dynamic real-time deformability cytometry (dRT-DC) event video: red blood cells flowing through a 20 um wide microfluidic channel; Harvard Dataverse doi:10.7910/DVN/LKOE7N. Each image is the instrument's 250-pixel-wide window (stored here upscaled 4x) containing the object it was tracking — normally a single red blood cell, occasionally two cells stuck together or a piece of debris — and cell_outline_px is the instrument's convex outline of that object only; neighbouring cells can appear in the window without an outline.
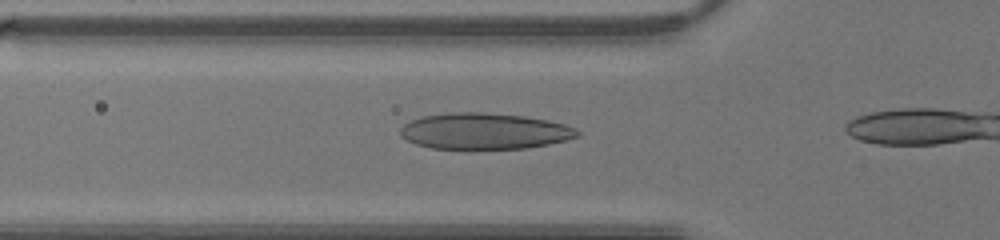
{"species": "human", "species_latin": "Homo sapiens", "temperature_condition": "warm", "stored_images_in_passage": 11, "camera_frame_rate_fps": 3000, "um_per_image_px": 0.085, "donor": {"sex": "male"}, "frame": {"image": 1, "passage_image": 7, "time_ms": 2.0, "image_size_px": [1000, 240], "cell_outline_px": [[580, 136], [548, 144], [528, 148], [476, 152], [432, 148], [416, 144], [400, 136], [400, 128], [404, 124], [412, 120], [424, 116], [448, 112], [484, 112], [524, 116], [548, 120], [564, 124], [580, 132]], "centroid_in_image_um": [41.14, 11.19], "position_along_channel_um": 84.7, "area_um2": 38.44}}
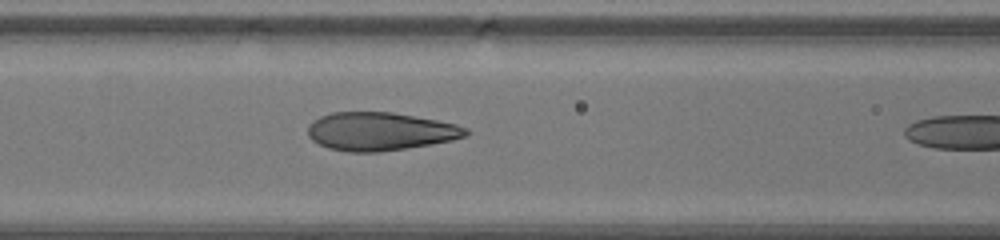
{"frame": {"image": 2, "passage_image": 10, "time_ms": 3.0, "image_size_px": [1000, 240], "cell_outline_px": [[472, 132], [468, 136], [452, 140], [432, 144], [376, 152], [348, 152], [328, 148], [312, 140], [308, 136], [308, 124], [312, 120], [320, 116], [332, 112], [392, 112], [436, 120], [456, 124], [468, 128]], "centroid_in_image_um": [32.32, 11.16], "position_along_channel_um": 134.3, "area_um2": 35.32}}